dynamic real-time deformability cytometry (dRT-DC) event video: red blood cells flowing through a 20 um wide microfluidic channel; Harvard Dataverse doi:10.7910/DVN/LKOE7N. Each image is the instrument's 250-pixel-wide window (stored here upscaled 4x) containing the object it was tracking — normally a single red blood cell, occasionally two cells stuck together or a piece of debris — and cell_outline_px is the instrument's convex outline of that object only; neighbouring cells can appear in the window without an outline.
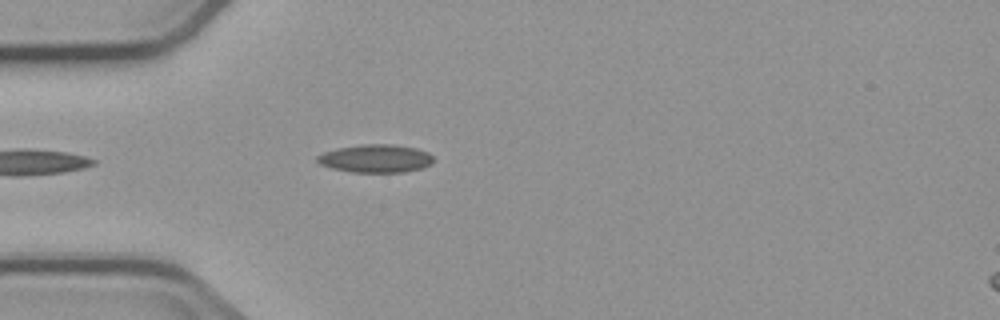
{"species": "common noctule bat (a hibernating species)", "species_latin": "Nyctalus noctula", "temperature_condition": "cold", "stored_images_in_passage": 5, "camera_frame_rate_fps": 3000, "um_per_image_px": 0.085, "animal": {"sex": "male", "body_mass_g": 23.1, "forearm_length_mm": 52.7}, "frame": {"image": 1, "passage_image": 5, "time_ms": 5.0, "image_size_px": [1000, 320], "cell_outline_px": [[432, 164], [424, 168], [404, 172], [352, 172], [332, 168], [320, 164], [316, 160], [316, 156], [324, 152], [336, 148], [364, 144], [392, 144], [416, 148], [428, 152], [432, 156]], "centroid_in_image_um": [31.94, 13.47], "position_along_channel_um": 53.1, "area_um2": 19.07}}